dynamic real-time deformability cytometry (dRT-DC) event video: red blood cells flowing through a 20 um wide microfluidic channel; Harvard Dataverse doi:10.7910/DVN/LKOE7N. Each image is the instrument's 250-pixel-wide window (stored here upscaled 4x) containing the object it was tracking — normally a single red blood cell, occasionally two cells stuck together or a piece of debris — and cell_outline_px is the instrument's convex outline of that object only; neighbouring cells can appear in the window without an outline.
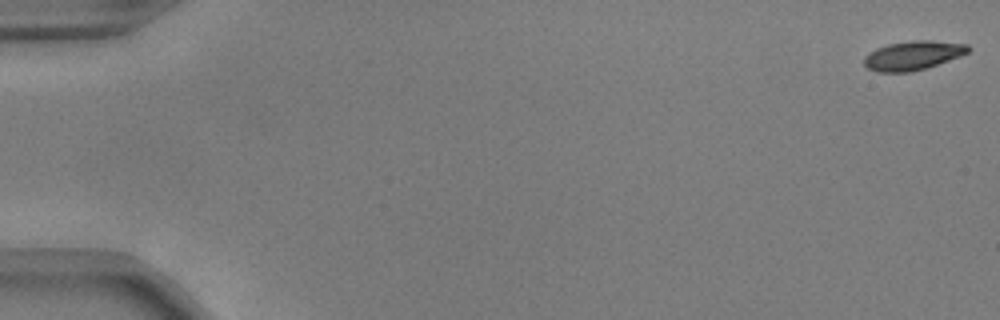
{"species": "common noctule bat (a hibernating species)", "species_latin": "Nyctalus noctula", "temperature_condition": "warm", "stored_images_in_passage": 55, "camera_frame_rate_fps": 3000, "um_per_image_px": 0.085, "animal": {"sex": "male", "body_mass_g": 17.9, "forearm_length_mm": 54.2}, "frame": {"image": 1, "passage_image": 1, "time_ms": 0.0, "image_size_px": [1000, 320], "cell_outline_px": [[968, 52], [960, 56], [912, 72], [876, 72], [868, 68], [864, 64], [864, 56], [876, 48], [888, 44], [912, 40], [932, 40], [968, 44]], "centroid_in_image_um": [77.56, 4.71], "position_along_channel_um": 7.4, "area_um2": 17.51}}
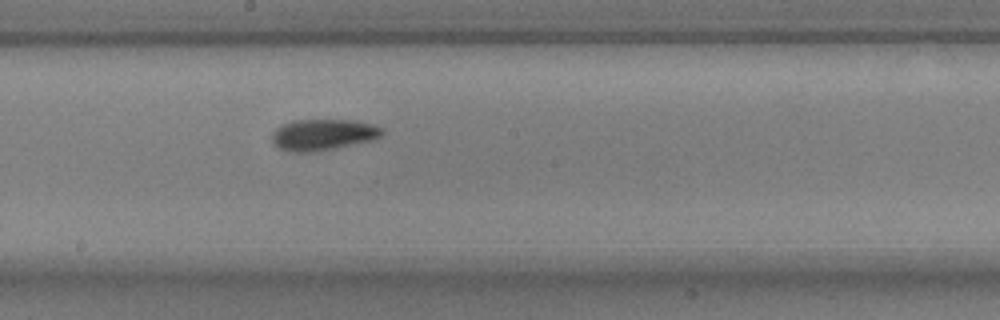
{"frame": {"image": 2, "passage_image": 31, "time_ms": 10.0, "image_size_px": [1000, 320], "cell_outline_px": [[384, 132], [380, 136], [372, 140], [332, 148], [308, 152], [288, 152], [280, 148], [272, 140], [272, 132], [276, 128], [292, 120], [356, 120], [372, 124], [380, 128]], "centroid_in_image_um": [27.43, 11.43], "position_along_channel_um": 220.8, "area_um2": 19.71}}
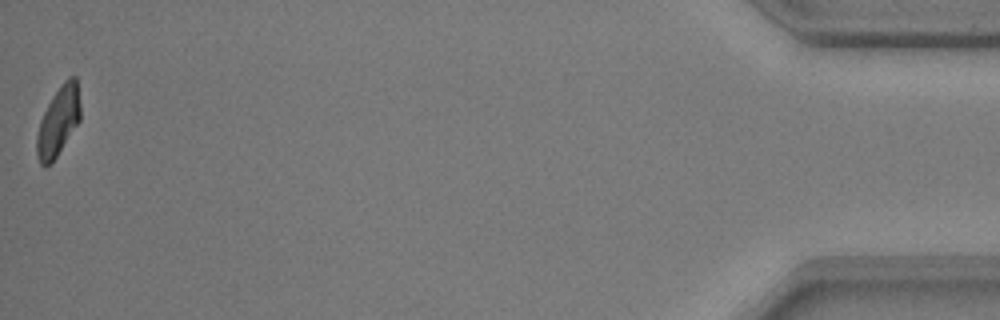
{"frame": {"image": 3, "passage_image": 55, "time_ms": 18.0, "image_size_px": [1000, 320], "cell_outline_px": [[80, 120], [56, 156], [44, 168], [40, 164], [36, 156], [36, 136], [40, 120], [52, 96], [64, 80], [68, 76], [76, 76], [80, 104]], "centroid_in_image_um": [4.94, 10.29], "position_along_channel_um": 430.3, "area_um2": 17.46}, "authors_computed_cell_mechanics": {"area_um2": 18.6116, "velocity_mm_per_s": 3.7224, "shape_relaxation_time_tau1_ms": 3.2501, "shape_relaxation_time_tau2_ms": 2.0471, "deformation_change_tau1": 0.1444, "deformation_change_tau2": 0.0736}}